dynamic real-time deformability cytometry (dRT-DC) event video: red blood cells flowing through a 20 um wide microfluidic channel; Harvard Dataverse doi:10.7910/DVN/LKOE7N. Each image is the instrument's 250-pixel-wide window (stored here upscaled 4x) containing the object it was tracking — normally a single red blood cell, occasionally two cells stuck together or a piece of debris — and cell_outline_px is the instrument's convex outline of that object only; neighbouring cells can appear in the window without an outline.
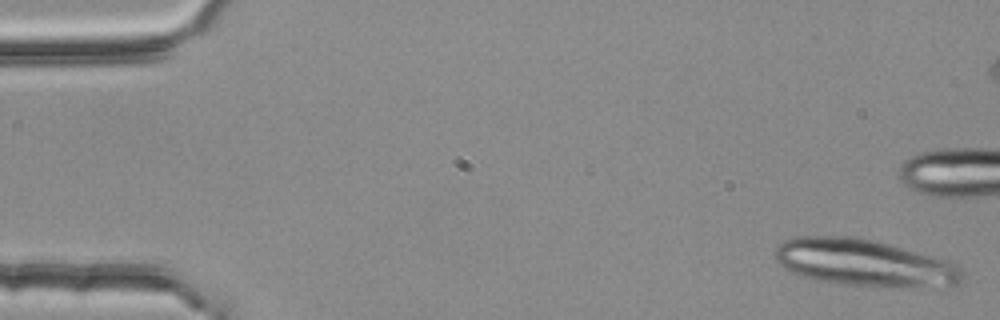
{"species": "common noctule bat (a hibernating species)", "species_latin": "Nyctalus noctula", "temperature_condition": "room temperature", "stored_images_in_passage": 5, "camera_frame_rate_fps": 3000, "um_per_image_px": 0.085, "animal": {"sex": "female", "body_mass_g": 25.1}, "frame": {"image": 1, "passage_image": 1, "time_ms": 0.0, "image_size_px": [1000, 320], "cell_outline_px": [[964, 284], [916, 288], [900, 288], [840, 284], [800, 276], [784, 268], [776, 260], [776, 248], [784, 240], [796, 236], [852, 236], [872, 240], [888, 244], [948, 260], [960, 268]], "centroid_in_image_um": [73.49, 22.36], "position_along_channel_um": 11.5, "area_um2": 51.38}}